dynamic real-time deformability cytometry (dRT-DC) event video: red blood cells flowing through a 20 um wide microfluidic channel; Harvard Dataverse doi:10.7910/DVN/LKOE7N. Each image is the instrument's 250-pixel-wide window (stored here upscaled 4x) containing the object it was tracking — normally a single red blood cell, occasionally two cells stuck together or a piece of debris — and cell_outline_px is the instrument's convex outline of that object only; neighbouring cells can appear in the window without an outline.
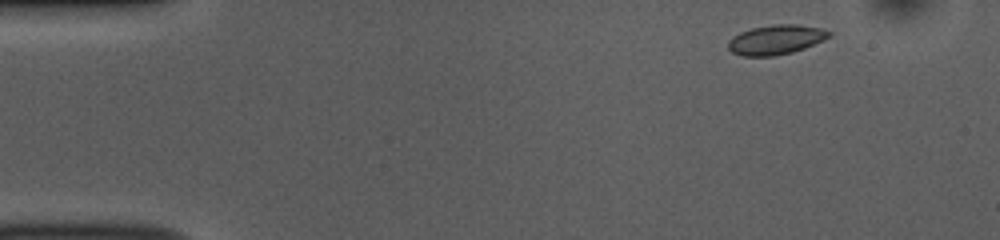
{"species": "common noctule bat (a hibernating species)", "species_latin": "Nyctalus noctula", "temperature_condition": "room temperature", "stored_images_in_passage": 48, "camera_frame_rate_fps": 3000, "um_per_image_px": 0.085, "animal": {"sex": "female", "body_mass_g": 10.0, "forearm_length_mm": 53.1}, "frame": {"image": 1, "passage_image": 2, "time_ms": 0.333, "image_size_px": [1000, 240], "cell_outline_px": [[832, 36], [824, 40], [804, 48], [792, 52], [772, 56], [744, 56], [732, 52], [728, 48], [728, 40], [732, 36], [740, 32], [752, 28], [772, 24], [800, 24], [820, 28], [832, 32]], "centroid_in_image_um": [65.96, 3.36], "position_along_channel_um": 19.0, "area_um2": 17.51}}
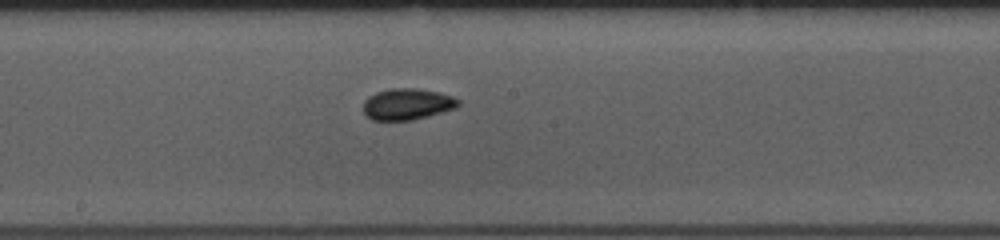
{"frame": {"image": 2, "passage_image": 24, "time_ms": 7.667, "image_size_px": [1000, 240], "cell_outline_px": [[460, 104], [456, 108], [428, 116], [412, 120], [372, 120], [364, 116], [364, 100], [368, 96], [376, 92], [388, 88], [416, 88], [440, 92], [452, 96], [460, 100]], "centroid_in_image_um": [34.6, 8.84], "position_along_channel_um": 213.6, "area_um2": 17.57}}
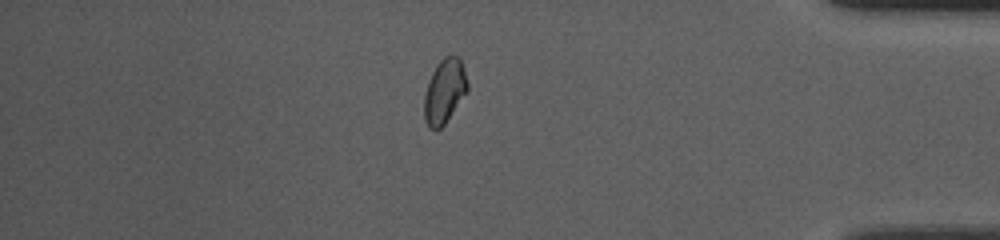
{"frame": {"image": 3, "passage_image": 41, "time_ms": 13.333, "image_size_px": [1000, 240], "cell_outline_px": [[468, 92], [444, 124], [436, 132], [428, 128], [424, 120], [424, 96], [428, 80], [436, 64], [444, 56], [460, 56], [464, 68], [468, 84]], "centroid_in_image_um": [37.78, 7.77], "position_along_channel_um": 397.4, "area_um2": 16.59}, "authors_computed_cell_mechanics": {"area_um2": 16.6753, "velocity_mm_per_s": 3.827, "shape_relaxation_time_tau1_ms": 2.126, "shape_relaxation_time_tau2_ms": 2.0245, "deformation_change_tau1": 0.0862, "deformation_change_tau2": 0.0503}}